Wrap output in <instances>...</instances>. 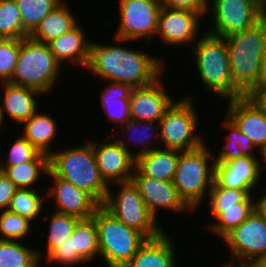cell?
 <instances>
[{"label": "cell", "instance_id": "39", "mask_svg": "<svg viewBox=\"0 0 266 267\" xmlns=\"http://www.w3.org/2000/svg\"><path fill=\"white\" fill-rule=\"evenodd\" d=\"M21 47V39H2L0 41V81L9 82L15 71Z\"/></svg>", "mask_w": 266, "mask_h": 267}, {"label": "cell", "instance_id": "33", "mask_svg": "<svg viewBox=\"0 0 266 267\" xmlns=\"http://www.w3.org/2000/svg\"><path fill=\"white\" fill-rule=\"evenodd\" d=\"M36 190V191H35ZM39 189H17L13 195L8 211L16 213L20 216L26 217L30 221L33 220L42 213L43 203H45V197L37 192Z\"/></svg>", "mask_w": 266, "mask_h": 267}, {"label": "cell", "instance_id": "41", "mask_svg": "<svg viewBox=\"0 0 266 267\" xmlns=\"http://www.w3.org/2000/svg\"><path fill=\"white\" fill-rule=\"evenodd\" d=\"M49 263H57L64 267L75 266L76 264H86L87 262L81 256H74L73 239L70 237L62 242L59 246L55 247L45 258Z\"/></svg>", "mask_w": 266, "mask_h": 267}, {"label": "cell", "instance_id": "44", "mask_svg": "<svg viewBox=\"0 0 266 267\" xmlns=\"http://www.w3.org/2000/svg\"><path fill=\"white\" fill-rule=\"evenodd\" d=\"M266 115V80L247 95Z\"/></svg>", "mask_w": 266, "mask_h": 267}, {"label": "cell", "instance_id": "13", "mask_svg": "<svg viewBox=\"0 0 266 267\" xmlns=\"http://www.w3.org/2000/svg\"><path fill=\"white\" fill-rule=\"evenodd\" d=\"M231 251L230 259L251 264L266 255V223L254 211L223 239Z\"/></svg>", "mask_w": 266, "mask_h": 267}, {"label": "cell", "instance_id": "48", "mask_svg": "<svg viewBox=\"0 0 266 267\" xmlns=\"http://www.w3.org/2000/svg\"><path fill=\"white\" fill-rule=\"evenodd\" d=\"M252 267H266V255L256 259L253 263H251Z\"/></svg>", "mask_w": 266, "mask_h": 267}, {"label": "cell", "instance_id": "5", "mask_svg": "<svg viewBox=\"0 0 266 267\" xmlns=\"http://www.w3.org/2000/svg\"><path fill=\"white\" fill-rule=\"evenodd\" d=\"M213 152L206 143L200 147L181 151L173 179L180 198L194 212L211 189L215 176ZM212 158V159H211ZM213 161L212 163H209ZM212 164V165H211Z\"/></svg>", "mask_w": 266, "mask_h": 267}, {"label": "cell", "instance_id": "17", "mask_svg": "<svg viewBox=\"0 0 266 267\" xmlns=\"http://www.w3.org/2000/svg\"><path fill=\"white\" fill-rule=\"evenodd\" d=\"M159 77L153 83L133 88L130 94L131 120L159 122L174 98Z\"/></svg>", "mask_w": 266, "mask_h": 267}, {"label": "cell", "instance_id": "34", "mask_svg": "<svg viewBox=\"0 0 266 267\" xmlns=\"http://www.w3.org/2000/svg\"><path fill=\"white\" fill-rule=\"evenodd\" d=\"M49 217L50 225L48 227V236H46L47 249L44 257H46L55 247L71 237L77 222L80 220L77 217L56 211Z\"/></svg>", "mask_w": 266, "mask_h": 267}, {"label": "cell", "instance_id": "24", "mask_svg": "<svg viewBox=\"0 0 266 267\" xmlns=\"http://www.w3.org/2000/svg\"><path fill=\"white\" fill-rule=\"evenodd\" d=\"M132 89L128 84L108 81L100 95L103 111L117 128L131 120L129 99Z\"/></svg>", "mask_w": 266, "mask_h": 267}, {"label": "cell", "instance_id": "22", "mask_svg": "<svg viewBox=\"0 0 266 267\" xmlns=\"http://www.w3.org/2000/svg\"><path fill=\"white\" fill-rule=\"evenodd\" d=\"M171 235L147 239L124 267H177L176 251Z\"/></svg>", "mask_w": 266, "mask_h": 267}, {"label": "cell", "instance_id": "36", "mask_svg": "<svg viewBox=\"0 0 266 267\" xmlns=\"http://www.w3.org/2000/svg\"><path fill=\"white\" fill-rule=\"evenodd\" d=\"M0 35L3 39H23L20 10L15 0H0Z\"/></svg>", "mask_w": 266, "mask_h": 267}, {"label": "cell", "instance_id": "6", "mask_svg": "<svg viewBox=\"0 0 266 267\" xmlns=\"http://www.w3.org/2000/svg\"><path fill=\"white\" fill-rule=\"evenodd\" d=\"M60 63L46 43L30 36L21 39L15 71L9 83L29 87L42 94L48 93L61 76Z\"/></svg>", "mask_w": 266, "mask_h": 267}, {"label": "cell", "instance_id": "21", "mask_svg": "<svg viewBox=\"0 0 266 267\" xmlns=\"http://www.w3.org/2000/svg\"><path fill=\"white\" fill-rule=\"evenodd\" d=\"M91 40L86 39L83 27L78 23L70 31L48 43L55 59L64 64L65 61L75 66L86 68L89 61Z\"/></svg>", "mask_w": 266, "mask_h": 267}, {"label": "cell", "instance_id": "28", "mask_svg": "<svg viewBox=\"0 0 266 267\" xmlns=\"http://www.w3.org/2000/svg\"><path fill=\"white\" fill-rule=\"evenodd\" d=\"M12 183L18 188L33 189L35 182L49 171V155L39 153L33 160L10 167H0Z\"/></svg>", "mask_w": 266, "mask_h": 267}, {"label": "cell", "instance_id": "12", "mask_svg": "<svg viewBox=\"0 0 266 267\" xmlns=\"http://www.w3.org/2000/svg\"><path fill=\"white\" fill-rule=\"evenodd\" d=\"M106 141L100 144L93 140V151L102 178L108 185L131 181L136 165L135 151L127 146L126 138Z\"/></svg>", "mask_w": 266, "mask_h": 267}, {"label": "cell", "instance_id": "1", "mask_svg": "<svg viewBox=\"0 0 266 267\" xmlns=\"http://www.w3.org/2000/svg\"><path fill=\"white\" fill-rule=\"evenodd\" d=\"M119 44H101L91 41L89 61L85 70L102 80L144 87L161 77L164 61L142 50L126 48L128 40L115 37ZM123 43V45L121 44Z\"/></svg>", "mask_w": 266, "mask_h": 267}, {"label": "cell", "instance_id": "2", "mask_svg": "<svg viewBox=\"0 0 266 267\" xmlns=\"http://www.w3.org/2000/svg\"><path fill=\"white\" fill-rule=\"evenodd\" d=\"M193 45L195 67L203 88L226 100L245 96L233 83L224 37L212 35L205 30Z\"/></svg>", "mask_w": 266, "mask_h": 267}, {"label": "cell", "instance_id": "38", "mask_svg": "<svg viewBox=\"0 0 266 267\" xmlns=\"http://www.w3.org/2000/svg\"><path fill=\"white\" fill-rule=\"evenodd\" d=\"M251 193L248 190H238L219 186L215 181L209 191L208 208L239 207Z\"/></svg>", "mask_w": 266, "mask_h": 267}, {"label": "cell", "instance_id": "7", "mask_svg": "<svg viewBox=\"0 0 266 267\" xmlns=\"http://www.w3.org/2000/svg\"><path fill=\"white\" fill-rule=\"evenodd\" d=\"M98 232L100 257L108 267H124L147 238L126 226L100 206L93 215Z\"/></svg>", "mask_w": 266, "mask_h": 267}, {"label": "cell", "instance_id": "4", "mask_svg": "<svg viewBox=\"0 0 266 267\" xmlns=\"http://www.w3.org/2000/svg\"><path fill=\"white\" fill-rule=\"evenodd\" d=\"M234 85L247 96L266 80L262 65L263 30L254 26L225 37Z\"/></svg>", "mask_w": 266, "mask_h": 267}, {"label": "cell", "instance_id": "49", "mask_svg": "<svg viewBox=\"0 0 266 267\" xmlns=\"http://www.w3.org/2000/svg\"><path fill=\"white\" fill-rule=\"evenodd\" d=\"M259 155H261L260 158L263 160V162L265 163V167H266V147H264L260 150Z\"/></svg>", "mask_w": 266, "mask_h": 267}, {"label": "cell", "instance_id": "40", "mask_svg": "<svg viewBox=\"0 0 266 267\" xmlns=\"http://www.w3.org/2000/svg\"><path fill=\"white\" fill-rule=\"evenodd\" d=\"M7 158L3 162L0 159V167H10L14 165H18L20 163H24L27 161L33 160L40 151L37 150L29 141H27L23 136L20 135L16 138L8 148ZM1 158V155H0Z\"/></svg>", "mask_w": 266, "mask_h": 267}, {"label": "cell", "instance_id": "3", "mask_svg": "<svg viewBox=\"0 0 266 267\" xmlns=\"http://www.w3.org/2000/svg\"><path fill=\"white\" fill-rule=\"evenodd\" d=\"M49 169L91 195L100 205L105 201L109 185L102 178L93 151V141L54 151L49 156Z\"/></svg>", "mask_w": 266, "mask_h": 267}, {"label": "cell", "instance_id": "30", "mask_svg": "<svg viewBox=\"0 0 266 267\" xmlns=\"http://www.w3.org/2000/svg\"><path fill=\"white\" fill-rule=\"evenodd\" d=\"M70 238L73 239L74 256H81L87 263L100 256L98 232L93 217L80 219Z\"/></svg>", "mask_w": 266, "mask_h": 267}, {"label": "cell", "instance_id": "31", "mask_svg": "<svg viewBox=\"0 0 266 267\" xmlns=\"http://www.w3.org/2000/svg\"><path fill=\"white\" fill-rule=\"evenodd\" d=\"M41 253L21 241L0 239V267H39Z\"/></svg>", "mask_w": 266, "mask_h": 267}, {"label": "cell", "instance_id": "35", "mask_svg": "<svg viewBox=\"0 0 266 267\" xmlns=\"http://www.w3.org/2000/svg\"><path fill=\"white\" fill-rule=\"evenodd\" d=\"M154 127H155V130H152ZM120 128H122V131H123V132H121L122 134L126 133L125 135L129 136L127 138L128 140H131V141L133 140V144H135L136 141L138 140L136 138L138 136V134L136 132L139 133V130H140V135L138 137L139 138V141H137L136 146H138V145L141 146L142 145V147H140L142 149L137 150L135 152V159L138 158L139 156L143 155V154L149 153L152 150L158 149V147H155V146L150 147L149 145H150V142H151L150 141L151 140V137H152V139H153V137L154 138L156 137L155 140H153V141H156L157 138H158L157 140H160V132L159 131L158 132L156 131L157 129L159 130V122L130 120L125 125H122ZM127 131L130 132L129 133L130 135H132L133 132L135 134L132 135V136H130L129 134H127L128 133ZM153 131H155V132H153ZM141 134L143 136H141Z\"/></svg>", "mask_w": 266, "mask_h": 267}, {"label": "cell", "instance_id": "29", "mask_svg": "<svg viewBox=\"0 0 266 267\" xmlns=\"http://www.w3.org/2000/svg\"><path fill=\"white\" fill-rule=\"evenodd\" d=\"M223 128L229 132L227 136V143L218 152L219 155L213 156L215 163L228 162L240 157L256 156L253 151L256 149L250 138L244 133H241L236 124L227 116H224L222 122ZM253 150V151H252Z\"/></svg>", "mask_w": 266, "mask_h": 267}, {"label": "cell", "instance_id": "16", "mask_svg": "<svg viewBox=\"0 0 266 267\" xmlns=\"http://www.w3.org/2000/svg\"><path fill=\"white\" fill-rule=\"evenodd\" d=\"M46 176L51 177L53 181V185L46 193L51 199L54 198L56 212L87 219L93 217L95 211L101 206L91 195L56 176L50 169Z\"/></svg>", "mask_w": 266, "mask_h": 267}, {"label": "cell", "instance_id": "23", "mask_svg": "<svg viewBox=\"0 0 266 267\" xmlns=\"http://www.w3.org/2000/svg\"><path fill=\"white\" fill-rule=\"evenodd\" d=\"M180 152L159 147L136 158L135 167L144 176L162 181H173Z\"/></svg>", "mask_w": 266, "mask_h": 267}, {"label": "cell", "instance_id": "10", "mask_svg": "<svg viewBox=\"0 0 266 267\" xmlns=\"http://www.w3.org/2000/svg\"><path fill=\"white\" fill-rule=\"evenodd\" d=\"M119 3V26L114 37L135 42L145 38V44L153 41L161 11L160 0H120Z\"/></svg>", "mask_w": 266, "mask_h": 267}, {"label": "cell", "instance_id": "18", "mask_svg": "<svg viewBox=\"0 0 266 267\" xmlns=\"http://www.w3.org/2000/svg\"><path fill=\"white\" fill-rule=\"evenodd\" d=\"M256 156L240 157L228 162L215 163L214 181L222 187L252 191L262 177V164Z\"/></svg>", "mask_w": 266, "mask_h": 267}, {"label": "cell", "instance_id": "11", "mask_svg": "<svg viewBox=\"0 0 266 267\" xmlns=\"http://www.w3.org/2000/svg\"><path fill=\"white\" fill-rule=\"evenodd\" d=\"M265 6L266 0H209L214 29L206 32L224 38L242 32L258 22Z\"/></svg>", "mask_w": 266, "mask_h": 267}, {"label": "cell", "instance_id": "14", "mask_svg": "<svg viewBox=\"0 0 266 267\" xmlns=\"http://www.w3.org/2000/svg\"><path fill=\"white\" fill-rule=\"evenodd\" d=\"M201 18L200 14L192 11L161 7L156 35L167 46L193 44L200 34Z\"/></svg>", "mask_w": 266, "mask_h": 267}, {"label": "cell", "instance_id": "32", "mask_svg": "<svg viewBox=\"0 0 266 267\" xmlns=\"http://www.w3.org/2000/svg\"><path fill=\"white\" fill-rule=\"evenodd\" d=\"M20 10L23 32L30 36L40 22L63 0H15Z\"/></svg>", "mask_w": 266, "mask_h": 267}, {"label": "cell", "instance_id": "37", "mask_svg": "<svg viewBox=\"0 0 266 267\" xmlns=\"http://www.w3.org/2000/svg\"><path fill=\"white\" fill-rule=\"evenodd\" d=\"M32 222L8 210H1L0 214V239L23 241L32 228Z\"/></svg>", "mask_w": 266, "mask_h": 267}, {"label": "cell", "instance_id": "46", "mask_svg": "<svg viewBox=\"0 0 266 267\" xmlns=\"http://www.w3.org/2000/svg\"><path fill=\"white\" fill-rule=\"evenodd\" d=\"M265 193L259 195L260 198L254 199V209L255 211L260 215L262 220L266 223V188L263 189V192Z\"/></svg>", "mask_w": 266, "mask_h": 267}, {"label": "cell", "instance_id": "20", "mask_svg": "<svg viewBox=\"0 0 266 267\" xmlns=\"http://www.w3.org/2000/svg\"><path fill=\"white\" fill-rule=\"evenodd\" d=\"M3 96L0 101V117L4 122L7 114L12 122L22 124L38 111L37 95H43L35 89L2 82ZM36 96V98H35Z\"/></svg>", "mask_w": 266, "mask_h": 267}, {"label": "cell", "instance_id": "26", "mask_svg": "<svg viewBox=\"0 0 266 267\" xmlns=\"http://www.w3.org/2000/svg\"><path fill=\"white\" fill-rule=\"evenodd\" d=\"M21 125H24L22 136L41 153L50 156L53 152L52 141L57 134L58 125L55 119L49 113L36 112Z\"/></svg>", "mask_w": 266, "mask_h": 267}, {"label": "cell", "instance_id": "25", "mask_svg": "<svg viewBox=\"0 0 266 267\" xmlns=\"http://www.w3.org/2000/svg\"><path fill=\"white\" fill-rule=\"evenodd\" d=\"M78 23L70 6L63 1L40 22L30 37L35 41L48 44L70 31Z\"/></svg>", "mask_w": 266, "mask_h": 267}, {"label": "cell", "instance_id": "19", "mask_svg": "<svg viewBox=\"0 0 266 267\" xmlns=\"http://www.w3.org/2000/svg\"><path fill=\"white\" fill-rule=\"evenodd\" d=\"M225 113L244 133L259 151L266 147V115L248 97L227 100Z\"/></svg>", "mask_w": 266, "mask_h": 267}, {"label": "cell", "instance_id": "43", "mask_svg": "<svg viewBox=\"0 0 266 267\" xmlns=\"http://www.w3.org/2000/svg\"><path fill=\"white\" fill-rule=\"evenodd\" d=\"M17 189L12 181L0 171V210H7Z\"/></svg>", "mask_w": 266, "mask_h": 267}, {"label": "cell", "instance_id": "42", "mask_svg": "<svg viewBox=\"0 0 266 267\" xmlns=\"http://www.w3.org/2000/svg\"><path fill=\"white\" fill-rule=\"evenodd\" d=\"M161 7L188 10L200 14L203 18L208 12L209 0H160ZM204 15V16H203Z\"/></svg>", "mask_w": 266, "mask_h": 267}, {"label": "cell", "instance_id": "47", "mask_svg": "<svg viewBox=\"0 0 266 267\" xmlns=\"http://www.w3.org/2000/svg\"><path fill=\"white\" fill-rule=\"evenodd\" d=\"M227 263H224V265L222 266L223 267H252L251 264L245 263L244 261L234 260V259L229 260Z\"/></svg>", "mask_w": 266, "mask_h": 267}, {"label": "cell", "instance_id": "8", "mask_svg": "<svg viewBox=\"0 0 266 267\" xmlns=\"http://www.w3.org/2000/svg\"><path fill=\"white\" fill-rule=\"evenodd\" d=\"M112 185L121 187L117 194L112 193ZM101 206L126 226L141 232L147 239L158 237L164 232L160 221L150 213L139 188L132 180L109 185Z\"/></svg>", "mask_w": 266, "mask_h": 267}, {"label": "cell", "instance_id": "45", "mask_svg": "<svg viewBox=\"0 0 266 267\" xmlns=\"http://www.w3.org/2000/svg\"><path fill=\"white\" fill-rule=\"evenodd\" d=\"M258 23L261 25V28L263 30V45H262V65L263 70L266 73V6L261 10Z\"/></svg>", "mask_w": 266, "mask_h": 267}, {"label": "cell", "instance_id": "9", "mask_svg": "<svg viewBox=\"0 0 266 267\" xmlns=\"http://www.w3.org/2000/svg\"><path fill=\"white\" fill-rule=\"evenodd\" d=\"M192 98L187 95L167 108L159 121L160 141L162 148L189 151L204 144L205 135L196 134L198 115Z\"/></svg>", "mask_w": 266, "mask_h": 267}, {"label": "cell", "instance_id": "50", "mask_svg": "<svg viewBox=\"0 0 266 267\" xmlns=\"http://www.w3.org/2000/svg\"><path fill=\"white\" fill-rule=\"evenodd\" d=\"M2 125H4V123L2 122L1 117H0V129H1V127H4Z\"/></svg>", "mask_w": 266, "mask_h": 267}, {"label": "cell", "instance_id": "27", "mask_svg": "<svg viewBox=\"0 0 266 267\" xmlns=\"http://www.w3.org/2000/svg\"><path fill=\"white\" fill-rule=\"evenodd\" d=\"M254 194H251L239 207L208 208L212 216V223L208 229L222 240L234 228L238 227L254 211Z\"/></svg>", "mask_w": 266, "mask_h": 267}, {"label": "cell", "instance_id": "15", "mask_svg": "<svg viewBox=\"0 0 266 267\" xmlns=\"http://www.w3.org/2000/svg\"><path fill=\"white\" fill-rule=\"evenodd\" d=\"M132 181L139 188L145 205L156 220H159L157 211L160 209H169V211L173 210L178 213L192 211L178 195L173 181H162L144 176L136 167Z\"/></svg>", "mask_w": 266, "mask_h": 267}]
</instances>
